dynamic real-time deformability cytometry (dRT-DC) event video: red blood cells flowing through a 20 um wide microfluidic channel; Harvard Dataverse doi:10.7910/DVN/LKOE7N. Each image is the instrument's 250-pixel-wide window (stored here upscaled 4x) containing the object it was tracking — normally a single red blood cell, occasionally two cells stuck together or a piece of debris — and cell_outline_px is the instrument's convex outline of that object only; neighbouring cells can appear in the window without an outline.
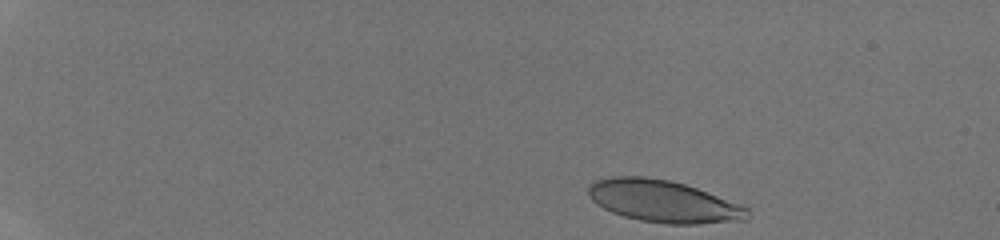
{"species": "human", "species_latin": "Homo sapiens", "temperature_condition": "room temperature", "stored_images_in_passage": 19, "camera_frame_rate_fps": 3000, "um_per_image_px": 0.085, "donor": {"sex": "male"}, "frame": {"image": 1, "passage_image": 1, "time_ms": 0.0, "image_size_px": [1000, 240], "cell_outline_px": [[752, 216], [748, 220], [696, 224], [668, 224], [640, 220], [624, 216], [612, 212], [596, 204], [588, 196], [588, 184], [596, 180], [612, 176], [644, 176], [668, 180], [684, 184], [696, 188], [748, 208]], "centroid_in_image_um": [56.36, 17.11], "position_along_channel_um": 28.6, "area_um2": 38.96}}